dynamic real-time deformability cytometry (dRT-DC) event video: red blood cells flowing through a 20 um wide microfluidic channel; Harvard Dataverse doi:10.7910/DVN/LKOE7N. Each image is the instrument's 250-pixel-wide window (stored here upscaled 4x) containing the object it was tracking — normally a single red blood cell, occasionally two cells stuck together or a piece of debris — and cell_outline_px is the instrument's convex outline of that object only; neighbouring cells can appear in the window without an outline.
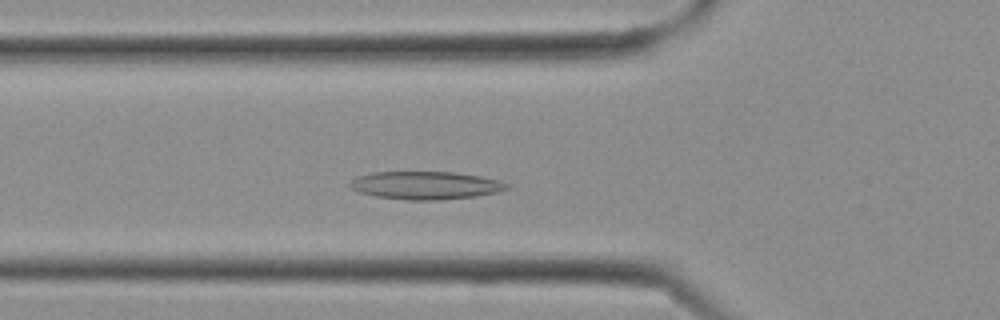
{"species": "Egyptian fruit bat (a non-hibernating species)", "species_latin": "Rousettus aegyptiacus", "temperature_condition": "cold", "stored_images_in_passage": 19, "camera_frame_rate_fps": 3000, "um_per_image_px": 0.085, "frame": {"image": 1, "passage_image": 8, "time_ms": 2.333, "image_size_px": [1000, 320], "cell_outline_px": [[508, 188], [496, 192], [476, 196], [436, 200], [408, 200], [376, 196], [360, 192], [352, 188], [348, 184], [352, 180], [360, 176], [372, 172], [452, 172], [480, 176], [500, 180], [508, 184]], "centroid_in_image_um": [36.18, 15.75], "position_along_channel_um": 89.6, "area_um2": 25.26}}
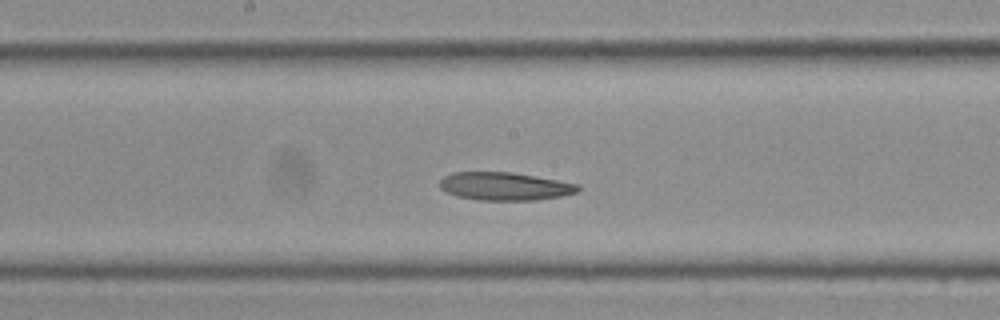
{"frame": {"image": 2, "passage_image": 13, "time_ms": 4.0, "image_size_px": [1000, 320], "cell_outline_px": [[580, 188], [576, 192], [560, 196], [536, 200], [480, 200], [456, 196], [440, 188], [440, 180], [444, 176], [452, 172], [512, 172], [580, 184]], "centroid_in_image_um": [42.89, 15.83], "position_along_channel_um": 205.3, "area_um2": 22.48}}
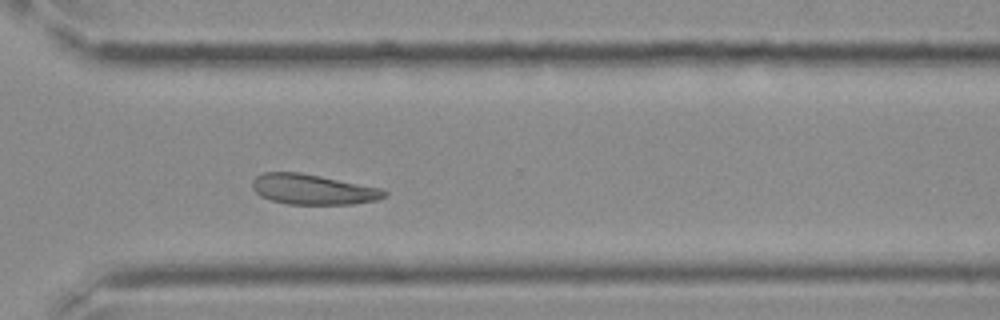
{"frame": {"image": 3, "passage_image": 19, "time_ms": 6.0, "image_size_px": [1000, 320], "cell_outline_px": [[388, 196], [376, 200], [352, 204], [288, 204], [272, 200], [260, 196], [252, 188], [252, 180], [256, 176], [264, 172], [300, 172], [384, 188], [388, 192]], "centroid_in_image_um": [26.63, 16.09], "position_along_channel_um": 344.0, "area_um2": 23.47}}